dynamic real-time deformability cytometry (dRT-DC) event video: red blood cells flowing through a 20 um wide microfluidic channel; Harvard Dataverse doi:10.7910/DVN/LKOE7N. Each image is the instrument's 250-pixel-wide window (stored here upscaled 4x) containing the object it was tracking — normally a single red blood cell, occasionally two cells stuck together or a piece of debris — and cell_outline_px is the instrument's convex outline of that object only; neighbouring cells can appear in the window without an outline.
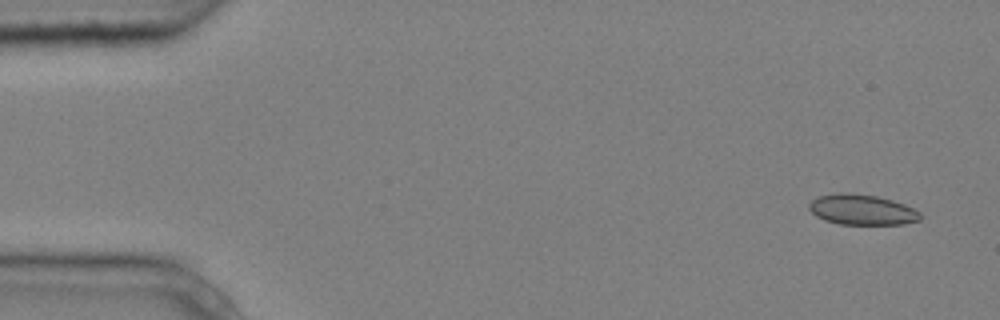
{"species": "common noctule bat (a hibernating species)", "species_latin": "Nyctalus noctula", "temperature_condition": "cold", "stored_images_in_passage": 6, "camera_frame_rate_fps": 3000, "um_per_image_px": 0.085, "animal": {"sex": "male", "body_mass_g": 20.4}, "frame": {"image": 1, "passage_image": 1, "time_ms": 0.0, "image_size_px": [1000, 320], "cell_outline_px": [[920, 220], [904, 224], [840, 224], [824, 220], [816, 216], [808, 208], [808, 204], [816, 196], [836, 192], [852, 192], [876, 196], [892, 200], [904, 204], [920, 212]], "centroid_in_image_um": [73.22, 17.81], "position_along_channel_um": 11.8, "area_um2": 19.88}}
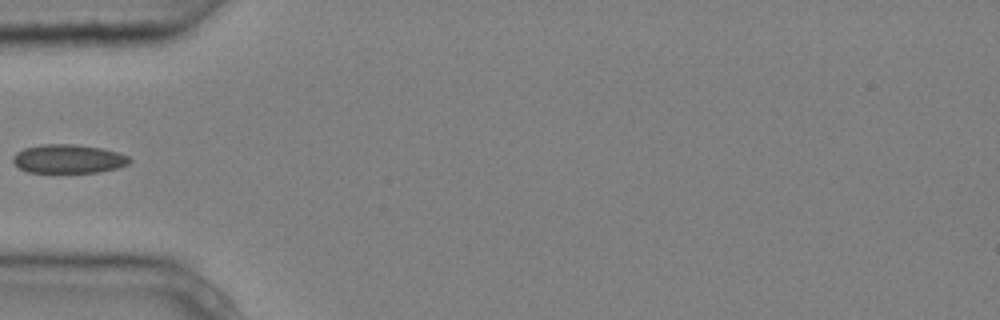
{"frame": {"image": 2, "passage_image": 4, "time_ms": 1.0, "image_size_px": [1000, 320], "cell_outline_px": [[132, 160], [128, 164], [116, 168], [96, 172], [28, 172], [20, 168], [12, 160], [12, 156], [16, 152], [24, 148], [40, 144], [76, 144], [100, 148], [116, 152], [128, 156]], "centroid_in_image_um": [5.78, 13.49], "position_along_channel_um": 79.2, "area_um2": 19.42}}
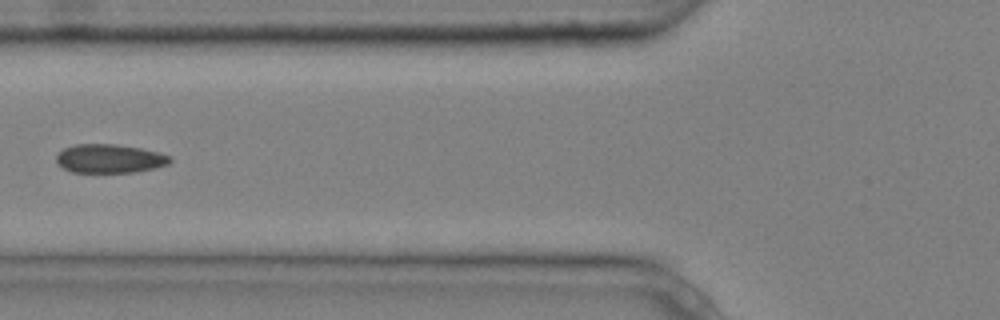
{"frame": {"image": 3, "passage_image": 5, "time_ms": 1.333, "image_size_px": [1000, 320], "cell_outline_px": [[172, 160], [168, 164], [156, 168], [132, 172], [72, 172], [64, 168], [56, 160], [56, 156], [64, 148], [76, 144], [116, 144], [140, 148], [160, 152], [172, 156]], "centroid_in_image_um": [9.36, 13.47], "position_along_channel_um": 116.4, "area_um2": 19.02}}